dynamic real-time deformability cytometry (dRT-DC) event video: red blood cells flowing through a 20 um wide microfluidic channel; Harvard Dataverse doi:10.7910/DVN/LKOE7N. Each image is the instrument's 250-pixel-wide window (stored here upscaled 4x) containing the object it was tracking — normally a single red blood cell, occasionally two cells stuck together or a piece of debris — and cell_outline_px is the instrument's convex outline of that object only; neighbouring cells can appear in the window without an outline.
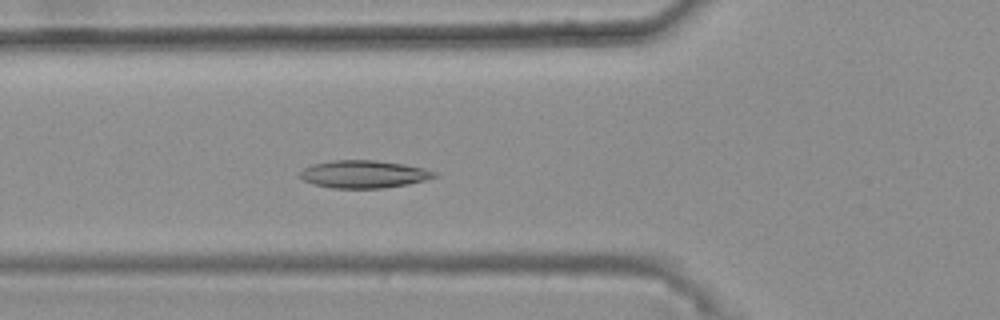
{"species": "common noctule bat (a hibernating species)", "species_latin": "Nyctalus noctula", "temperature_condition": "warm", "stored_images_in_passage": 44, "camera_frame_rate_fps": 3000, "um_per_image_px": 0.085, "animal": {"sex": "female", "body_mass_g": 25.1}, "frame": {"image": 1, "passage_image": 18, "time_ms": 5.667, "image_size_px": [1000, 320], "cell_outline_px": [[440, 176], [408, 184], [384, 188], [332, 188], [312, 184], [304, 180], [300, 176], [300, 172], [304, 168], [312, 164], [332, 160], [376, 160], [404, 164], [424, 168], [436, 172]], "centroid_in_image_um": [30.93, 14.8], "position_along_channel_um": 94.9, "area_um2": 21.73}}
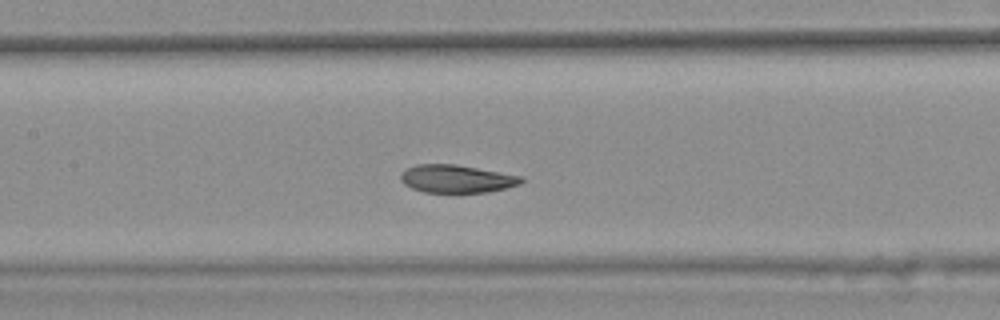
{"frame": {"image": 2, "passage_image": 24, "time_ms": 7.667, "image_size_px": [1000, 320], "cell_outline_px": [[524, 180], [520, 184], [488, 192], [424, 192], [412, 188], [404, 184], [400, 180], [400, 172], [416, 164], [456, 164], [524, 176]], "centroid_in_image_um": [38.81, 15.19], "position_along_channel_um": 168.6, "area_um2": 19.65}}
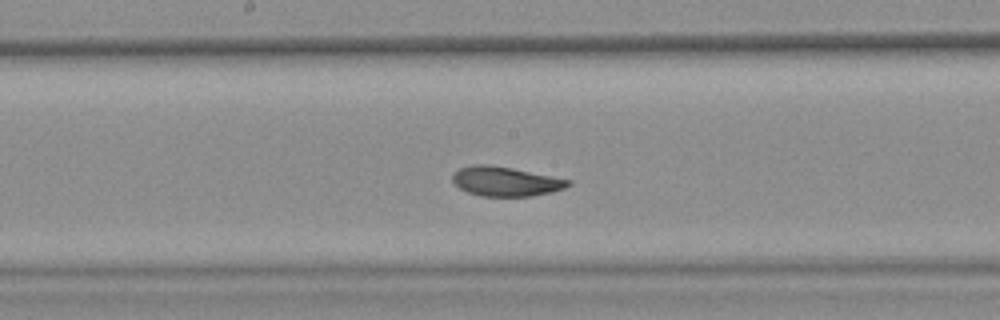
{"frame": {"image": 3, "passage_image": 27, "time_ms": 8.667, "image_size_px": [1000, 320], "cell_outline_px": [[572, 184], [564, 188], [552, 192], [532, 196], [480, 196], [468, 192], [452, 184], [452, 176], [460, 168], [472, 164], [488, 164], [512, 168], [572, 180]], "centroid_in_image_um": [42.97, 15.42], "position_along_channel_um": 205.2, "area_um2": 19.94}, "authors_computed_cell_mechanics": {"area_um2": 20.8658, "velocity_mm_per_s": 3.6796, "shape_relaxation_time_tau1_ms": 11.0048, "shape_relaxation_time_tau2_ms": 1.7203, "deformation_change_tau1": 0.2284, "deformation_change_tau2": 0.0566}}